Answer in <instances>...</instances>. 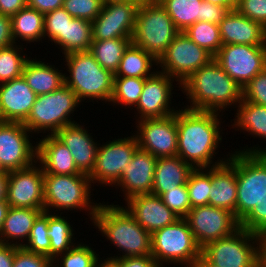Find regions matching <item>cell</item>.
Returning a JSON list of instances; mask_svg holds the SVG:
<instances>
[{
    "label": "cell",
    "instance_id": "cell-1",
    "mask_svg": "<svg viewBox=\"0 0 266 267\" xmlns=\"http://www.w3.org/2000/svg\"><path fill=\"white\" fill-rule=\"evenodd\" d=\"M182 108L176 112L177 156L194 168L214 167L228 161V154L227 159H214L222 142V115L217 112Z\"/></svg>",
    "mask_w": 266,
    "mask_h": 267
},
{
    "label": "cell",
    "instance_id": "cell-2",
    "mask_svg": "<svg viewBox=\"0 0 266 267\" xmlns=\"http://www.w3.org/2000/svg\"><path fill=\"white\" fill-rule=\"evenodd\" d=\"M180 89L190 103L184 107L190 110L223 113L242 100V88L214 59L192 73Z\"/></svg>",
    "mask_w": 266,
    "mask_h": 267
},
{
    "label": "cell",
    "instance_id": "cell-3",
    "mask_svg": "<svg viewBox=\"0 0 266 267\" xmlns=\"http://www.w3.org/2000/svg\"><path fill=\"white\" fill-rule=\"evenodd\" d=\"M107 202H99V208L93 218V226L102 233V237L114 244L120 256L112 258H125L151 255V233L146 231L129 211L123 207Z\"/></svg>",
    "mask_w": 266,
    "mask_h": 267
},
{
    "label": "cell",
    "instance_id": "cell-4",
    "mask_svg": "<svg viewBox=\"0 0 266 267\" xmlns=\"http://www.w3.org/2000/svg\"><path fill=\"white\" fill-rule=\"evenodd\" d=\"M63 57L69 73V76L64 73L65 84L76 93L79 101L102 100L110 104L114 74L101 67L89 51L73 52Z\"/></svg>",
    "mask_w": 266,
    "mask_h": 267
},
{
    "label": "cell",
    "instance_id": "cell-5",
    "mask_svg": "<svg viewBox=\"0 0 266 267\" xmlns=\"http://www.w3.org/2000/svg\"><path fill=\"white\" fill-rule=\"evenodd\" d=\"M92 185L87 174L44 173V211L87 210L92 222L99 208L90 197Z\"/></svg>",
    "mask_w": 266,
    "mask_h": 267
},
{
    "label": "cell",
    "instance_id": "cell-6",
    "mask_svg": "<svg viewBox=\"0 0 266 267\" xmlns=\"http://www.w3.org/2000/svg\"><path fill=\"white\" fill-rule=\"evenodd\" d=\"M80 103L76 93L64 84L51 93L37 96L23 125L32 134L50 131L47 134L54 135L61 128L76 122L71 114L81 106Z\"/></svg>",
    "mask_w": 266,
    "mask_h": 267
},
{
    "label": "cell",
    "instance_id": "cell-7",
    "mask_svg": "<svg viewBox=\"0 0 266 267\" xmlns=\"http://www.w3.org/2000/svg\"><path fill=\"white\" fill-rule=\"evenodd\" d=\"M179 33L159 1H142L138 7L132 43L157 60Z\"/></svg>",
    "mask_w": 266,
    "mask_h": 267
},
{
    "label": "cell",
    "instance_id": "cell-8",
    "mask_svg": "<svg viewBox=\"0 0 266 267\" xmlns=\"http://www.w3.org/2000/svg\"><path fill=\"white\" fill-rule=\"evenodd\" d=\"M151 255L159 267L165 264L192 267L201 255V248L186 219L179 218L151 234Z\"/></svg>",
    "mask_w": 266,
    "mask_h": 267
},
{
    "label": "cell",
    "instance_id": "cell-9",
    "mask_svg": "<svg viewBox=\"0 0 266 267\" xmlns=\"http://www.w3.org/2000/svg\"><path fill=\"white\" fill-rule=\"evenodd\" d=\"M236 165V219L241 222L266 195V154L229 153Z\"/></svg>",
    "mask_w": 266,
    "mask_h": 267
},
{
    "label": "cell",
    "instance_id": "cell-10",
    "mask_svg": "<svg viewBox=\"0 0 266 267\" xmlns=\"http://www.w3.org/2000/svg\"><path fill=\"white\" fill-rule=\"evenodd\" d=\"M201 254L217 267H258V235L239 228L228 237L208 243Z\"/></svg>",
    "mask_w": 266,
    "mask_h": 267
},
{
    "label": "cell",
    "instance_id": "cell-11",
    "mask_svg": "<svg viewBox=\"0 0 266 267\" xmlns=\"http://www.w3.org/2000/svg\"><path fill=\"white\" fill-rule=\"evenodd\" d=\"M214 57L179 32L158 60L161 72L182 84L192 73L207 65Z\"/></svg>",
    "mask_w": 266,
    "mask_h": 267
},
{
    "label": "cell",
    "instance_id": "cell-12",
    "mask_svg": "<svg viewBox=\"0 0 266 267\" xmlns=\"http://www.w3.org/2000/svg\"><path fill=\"white\" fill-rule=\"evenodd\" d=\"M132 136L99 143L94 170L89 175L93 185L98 183L115 187L121 178L123 170L131 161L133 154L139 148L137 138Z\"/></svg>",
    "mask_w": 266,
    "mask_h": 267
},
{
    "label": "cell",
    "instance_id": "cell-13",
    "mask_svg": "<svg viewBox=\"0 0 266 267\" xmlns=\"http://www.w3.org/2000/svg\"><path fill=\"white\" fill-rule=\"evenodd\" d=\"M214 60L241 88L266 68V46L226 44Z\"/></svg>",
    "mask_w": 266,
    "mask_h": 267
},
{
    "label": "cell",
    "instance_id": "cell-14",
    "mask_svg": "<svg viewBox=\"0 0 266 267\" xmlns=\"http://www.w3.org/2000/svg\"><path fill=\"white\" fill-rule=\"evenodd\" d=\"M185 219L201 249L210 242L232 235L240 228V222L233 213L211 205L191 208Z\"/></svg>",
    "mask_w": 266,
    "mask_h": 267
},
{
    "label": "cell",
    "instance_id": "cell-15",
    "mask_svg": "<svg viewBox=\"0 0 266 267\" xmlns=\"http://www.w3.org/2000/svg\"><path fill=\"white\" fill-rule=\"evenodd\" d=\"M30 134L21 122L0 121V164L5 171L25 169L36 162L37 145Z\"/></svg>",
    "mask_w": 266,
    "mask_h": 267
},
{
    "label": "cell",
    "instance_id": "cell-16",
    "mask_svg": "<svg viewBox=\"0 0 266 267\" xmlns=\"http://www.w3.org/2000/svg\"><path fill=\"white\" fill-rule=\"evenodd\" d=\"M141 1L103 4L99 15L92 21L93 41L113 38H132Z\"/></svg>",
    "mask_w": 266,
    "mask_h": 267
},
{
    "label": "cell",
    "instance_id": "cell-17",
    "mask_svg": "<svg viewBox=\"0 0 266 267\" xmlns=\"http://www.w3.org/2000/svg\"><path fill=\"white\" fill-rule=\"evenodd\" d=\"M138 147L156 158L177 156L176 113L164 118L136 121Z\"/></svg>",
    "mask_w": 266,
    "mask_h": 267
},
{
    "label": "cell",
    "instance_id": "cell-18",
    "mask_svg": "<svg viewBox=\"0 0 266 267\" xmlns=\"http://www.w3.org/2000/svg\"><path fill=\"white\" fill-rule=\"evenodd\" d=\"M177 82L178 88L181 84L167 74L157 71L145 79L142 93L137 105L134 107L137 121L143 119L164 118L175 114L178 110L172 105L174 89L173 82ZM171 101V102H170ZM138 114V115H137ZM139 116V117H138Z\"/></svg>",
    "mask_w": 266,
    "mask_h": 267
},
{
    "label": "cell",
    "instance_id": "cell-19",
    "mask_svg": "<svg viewBox=\"0 0 266 267\" xmlns=\"http://www.w3.org/2000/svg\"><path fill=\"white\" fill-rule=\"evenodd\" d=\"M44 171L32 166L8 172L7 203L9 207L44 209Z\"/></svg>",
    "mask_w": 266,
    "mask_h": 267
},
{
    "label": "cell",
    "instance_id": "cell-20",
    "mask_svg": "<svg viewBox=\"0 0 266 267\" xmlns=\"http://www.w3.org/2000/svg\"><path fill=\"white\" fill-rule=\"evenodd\" d=\"M156 161L157 158L149 152L139 148L135 151L115 185L116 189L120 187L125 201L136 195L152 193Z\"/></svg>",
    "mask_w": 266,
    "mask_h": 267
},
{
    "label": "cell",
    "instance_id": "cell-21",
    "mask_svg": "<svg viewBox=\"0 0 266 267\" xmlns=\"http://www.w3.org/2000/svg\"><path fill=\"white\" fill-rule=\"evenodd\" d=\"M37 95L23 76L0 84V121L23 123L31 112Z\"/></svg>",
    "mask_w": 266,
    "mask_h": 267
},
{
    "label": "cell",
    "instance_id": "cell-22",
    "mask_svg": "<svg viewBox=\"0 0 266 267\" xmlns=\"http://www.w3.org/2000/svg\"><path fill=\"white\" fill-rule=\"evenodd\" d=\"M84 126L75 122L61 128L54 136L69 149L77 169L90 175L95 167L99 143Z\"/></svg>",
    "mask_w": 266,
    "mask_h": 267
},
{
    "label": "cell",
    "instance_id": "cell-23",
    "mask_svg": "<svg viewBox=\"0 0 266 267\" xmlns=\"http://www.w3.org/2000/svg\"><path fill=\"white\" fill-rule=\"evenodd\" d=\"M124 206L146 231L153 233L173 224L179 217L170 210L160 196L140 194L129 198Z\"/></svg>",
    "mask_w": 266,
    "mask_h": 267
},
{
    "label": "cell",
    "instance_id": "cell-24",
    "mask_svg": "<svg viewBox=\"0 0 266 267\" xmlns=\"http://www.w3.org/2000/svg\"><path fill=\"white\" fill-rule=\"evenodd\" d=\"M218 25L223 45L266 46V28L243 16L236 9L230 10Z\"/></svg>",
    "mask_w": 266,
    "mask_h": 267
},
{
    "label": "cell",
    "instance_id": "cell-25",
    "mask_svg": "<svg viewBox=\"0 0 266 267\" xmlns=\"http://www.w3.org/2000/svg\"><path fill=\"white\" fill-rule=\"evenodd\" d=\"M236 165L228 161L211 167V188L208 205L223 208L236 218L237 200Z\"/></svg>",
    "mask_w": 266,
    "mask_h": 267
},
{
    "label": "cell",
    "instance_id": "cell-26",
    "mask_svg": "<svg viewBox=\"0 0 266 267\" xmlns=\"http://www.w3.org/2000/svg\"><path fill=\"white\" fill-rule=\"evenodd\" d=\"M38 139L40 141L36 142V162L40 163L44 173L84 174L77 169L69 149L54 135H45Z\"/></svg>",
    "mask_w": 266,
    "mask_h": 267
},
{
    "label": "cell",
    "instance_id": "cell-27",
    "mask_svg": "<svg viewBox=\"0 0 266 267\" xmlns=\"http://www.w3.org/2000/svg\"><path fill=\"white\" fill-rule=\"evenodd\" d=\"M194 169L179 156L157 158L152 194L161 196L179 185L186 184Z\"/></svg>",
    "mask_w": 266,
    "mask_h": 267
},
{
    "label": "cell",
    "instance_id": "cell-28",
    "mask_svg": "<svg viewBox=\"0 0 266 267\" xmlns=\"http://www.w3.org/2000/svg\"><path fill=\"white\" fill-rule=\"evenodd\" d=\"M55 65L45 63L36 57L25 63L22 76L33 92L39 96L53 92L65 84V74Z\"/></svg>",
    "mask_w": 266,
    "mask_h": 267
},
{
    "label": "cell",
    "instance_id": "cell-29",
    "mask_svg": "<svg viewBox=\"0 0 266 267\" xmlns=\"http://www.w3.org/2000/svg\"><path fill=\"white\" fill-rule=\"evenodd\" d=\"M43 211L44 209L9 207L0 232V243L22 247L30 235L34 221Z\"/></svg>",
    "mask_w": 266,
    "mask_h": 267
},
{
    "label": "cell",
    "instance_id": "cell-30",
    "mask_svg": "<svg viewBox=\"0 0 266 267\" xmlns=\"http://www.w3.org/2000/svg\"><path fill=\"white\" fill-rule=\"evenodd\" d=\"M12 35L25 43L40 42L44 39V14L28 5L11 17Z\"/></svg>",
    "mask_w": 266,
    "mask_h": 267
},
{
    "label": "cell",
    "instance_id": "cell-31",
    "mask_svg": "<svg viewBox=\"0 0 266 267\" xmlns=\"http://www.w3.org/2000/svg\"><path fill=\"white\" fill-rule=\"evenodd\" d=\"M154 65L157 66L158 69L160 68L158 66V60L153 55L131 43L124 51L114 77L146 79L156 72L155 68L154 70L152 69Z\"/></svg>",
    "mask_w": 266,
    "mask_h": 267
},
{
    "label": "cell",
    "instance_id": "cell-32",
    "mask_svg": "<svg viewBox=\"0 0 266 267\" xmlns=\"http://www.w3.org/2000/svg\"><path fill=\"white\" fill-rule=\"evenodd\" d=\"M238 107V108H237ZM237 112L232 128H238L253 137L266 139V107L244 99L236 106Z\"/></svg>",
    "mask_w": 266,
    "mask_h": 267
},
{
    "label": "cell",
    "instance_id": "cell-33",
    "mask_svg": "<svg viewBox=\"0 0 266 267\" xmlns=\"http://www.w3.org/2000/svg\"><path fill=\"white\" fill-rule=\"evenodd\" d=\"M56 214V215H55ZM63 212H48V237L50 238V259H55L58 255L67 252L76 243L74 229L70 220L62 216ZM68 220V221H67Z\"/></svg>",
    "mask_w": 266,
    "mask_h": 267
},
{
    "label": "cell",
    "instance_id": "cell-34",
    "mask_svg": "<svg viewBox=\"0 0 266 267\" xmlns=\"http://www.w3.org/2000/svg\"><path fill=\"white\" fill-rule=\"evenodd\" d=\"M132 38H113L102 41H92L89 52L97 63L105 70L115 74L124 51L132 43Z\"/></svg>",
    "mask_w": 266,
    "mask_h": 267
},
{
    "label": "cell",
    "instance_id": "cell-35",
    "mask_svg": "<svg viewBox=\"0 0 266 267\" xmlns=\"http://www.w3.org/2000/svg\"><path fill=\"white\" fill-rule=\"evenodd\" d=\"M179 32L200 21L203 0H158Z\"/></svg>",
    "mask_w": 266,
    "mask_h": 267
},
{
    "label": "cell",
    "instance_id": "cell-36",
    "mask_svg": "<svg viewBox=\"0 0 266 267\" xmlns=\"http://www.w3.org/2000/svg\"><path fill=\"white\" fill-rule=\"evenodd\" d=\"M92 22L73 18L65 28V55L73 52H86L93 41Z\"/></svg>",
    "mask_w": 266,
    "mask_h": 267
},
{
    "label": "cell",
    "instance_id": "cell-37",
    "mask_svg": "<svg viewBox=\"0 0 266 267\" xmlns=\"http://www.w3.org/2000/svg\"><path fill=\"white\" fill-rule=\"evenodd\" d=\"M23 43L0 49V84L22 76L25 63L30 58L24 54Z\"/></svg>",
    "mask_w": 266,
    "mask_h": 267
},
{
    "label": "cell",
    "instance_id": "cell-38",
    "mask_svg": "<svg viewBox=\"0 0 266 267\" xmlns=\"http://www.w3.org/2000/svg\"><path fill=\"white\" fill-rule=\"evenodd\" d=\"M194 43L204 48L213 57L220 50L222 44L219 25L197 21L183 31Z\"/></svg>",
    "mask_w": 266,
    "mask_h": 267
},
{
    "label": "cell",
    "instance_id": "cell-39",
    "mask_svg": "<svg viewBox=\"0 0 266 267\" xmlns=\"http://www.w3.org/2000/svg\"><path fill=\"white\" fill-rule=\"evenodd\" d=\"M145 79L135 77H114L113 95L110 100L114 106H136L143 90Z\"/></svg>",
    "mask_w": 266,
    "mask_h": 267
},
{
    "label": "cell",
    "instance_id": "cell-40",
    "mask_svg": "<svg viewBox=\"0 0 266 267\" xmlns=\"http://www.w3.org/2000/svg\"><path fill=\"white\" fill-rule=\"evenodd\" d=\"M73 17L63 8H58L44 14V40L54 42L55 46L61 48L65 56V28ZM46 36V37H45ZM51 39V40H50Z\"/></svg>",
    "mask_w": 266,
    "mask_h": 267
},
{
    "label": "cell",
    "instance_id": "cell-41",
    "mask_svg": "<svg viewBox=\"0 0 266 267\" xmlns=\"http://www.w3.org/2000/svg\"><path fill=\"white\" fill-rule=\"evenodd\" d=\"M191 208L208 205L211 188V167L195 168L186 183Z\"/></svg>",
    "mask_w": 266,
    "mask_h": 267
},
{
    "label": "cell",
    "instance_id": "cell-42",
    "mask_svg": "<svg viewBox=\"0 0 266 267\" xmlns=\"http://www.w3.org/2000/svg\"><path fill=\"white\" fill-rule=\"evenodd\" d=\"M76 242L67 252L52 260L53 267H94L99 254L87 244ZM61 262V263H60ZM57 263V264H56ZM60 263V264H59ZM56 264V265H55Z\"/></svg>",
    "mask_w": 266,
    "mask_h": 267
},
{
    "label": "cell",
    "instance_id": "cell-43",
    "mask_svg": "<svg viewBox=\"0 0 266 267\" xmlns=\"http://www.w3.org/2000/svg\"><path fill=\"white\" fill-rule=\"evenodd\" d=\"M48 212L43 211L34 221L26 244L22 246L26 251L46 255L50 258V238L48 237Z\"/></svg>",
    "mask_w": 266,
    "mask_h": 267
},
{
    "label": "cell",
    "instance_id": "cell-44",
    "mask_svg": "<svg viewBox=\"0 0 266 267\" xmlns=\"http://www.w3.org/2000/svg\"><path fill=\"white\" fill-rule=\"evenodd\" d=\"M160 198L179 218H185L191 209L186 184L179 185L174 189L163 193Z\"/></svg>",
    "mask_w": 266,
    "mask_h": 267
},
{
    "label": "cell",
    "instance_id": "cell-45",
    "mask_svg": "<svg viewBox=\"0 0 266 267\" xmlns=\"http://www.w3.org/2000/svg\"><path fill=\"white\" fill-rule=\"evenodd\" d=\"M102 0H64L63 8L73 17L92 22L101 12Z\"/></svg>",
    "mask_w": 266,
    "mask_h": 267
},
{
    "label": "cell",
    "instance_id": "cell-46",
    "mask_svg": "<svg viewBox=\"0 0 266 267\" xmlns=\"http://www.w3.org/2000/svg\"><path fill=\"white\" fill-rule=\"evenodd\" d=\"M242 99L266 107V68L242 88Z\"/></svg>",
    "mask_w": 266,
    "mask_h": 267
},
{
    "label": "cell",
    "instance_id": "cell-47",
    "mask_svg": "<svg viewBox=\"0 0 266 267\" xmlns=\"http://www.w3.org/2000/svg\"><path fill=\"white\" fill-rule=\"evenodd\" d=\"M240 228L257 235L266 232V195L240 222Z\"/></svg>",
    "mask_w": 266,
    "mask_h": 267
},
{
    "label": "cell",
    "instance_id": "cell-48",
    "mask_svg": "<svg viewBox=\"0 0 266 267\" xmlns=\"http://www.w3.org/2000/svg\"><path fill=\"white\" fill-rule=\"evenodd\" d=\"M236 10L266 28V0H239Z\"/></svg>",
    "mask_w": 266,
    "mask_h": 267
},
{
    "label": "cell",
    "instance_id": "cell-49",
    "mask_svg": "<svg viewBox=\"0 0 266 267\" xmlns=\"http://www.w3.org/2000/svg\"><path fill=\"white\" fill-rule=\"evenodd\" d=\"M53 262L46 255L36 254L19 247L15 251L13 267H53Z\"/></svg>",
    "mask_w": 266,
    "mask_h": 267
},
{
    "label": "cell",
    "instance_id": "cell-50",
    "mask_svg": "<svg viewBox=\"0 0 266 267\" xmlns=\"http://www.w3.org/2000/svg\"><path fill=\"white\" fill-rule=\"evenodd\" d=\"M229 11L226 7L202 1L200 21L218 25Z\"/></svg>",
    "mask_w": 266,
    "mask_h": 267
},
{
    "label": "cell",
    "instance_id": "cell-51",
    "mask_svg": "<svg viewBox=\"0 0 266 267\" xmlns=\"http://www.w3.org/2000/svg\"><path fill=\"white\" fill-rule=\"evenodd\" d=\"M11 17L0 14V49L14 44Z\"/></svg>",
    "mask_w": 266,
    "mask_h": 267
},
{
    "label": "cell",
    "instance_id": "cell-52",
    "mask_svg": "<svg viewBox=\"0 0 266 267\" xmlns=\"http://www.w3.org/2000/svg\"><path fill=\"white\" fill-rule=\"evenodd\" d=\"M120 267H159L152 255L120 258Z\"/></svg>",
    "mask_w": 266,
    "mask_h": 267
},
{
    "label": "cell",
    "instance_id": "cell-53",
    "mask_svg": "<svg viewBox=\"0 0 266 267\" xmlns=\"http://www.w3.org/2000/svg\"><path fill=\"white\" fill-rule=\"evenodd\" d=\"M64 0H27L28 6L45 14L63 7Z\"/></svg>",
    "mask_w": 266,
    "mask_h": 267
},
{
    "label": "cell",
    "instance_id": "cell-54",
    "mask_svg": "<svg viewBox=\"0 0 266 267\" xmlns=\"http://www.w3.org/2000/svg\"><path fill=\"white\" fill-rule=\"evenodd\" d=\"M27 5V0H0V14L12 17Z\"/></svg>",
    "mask_w": 266,
    "mask_h": 267
},
{
    "label": "cell",
    "instance_id": "cell-55",
    "mask_svg": "<svg viewBox=\"0 0 266 267\" xmlns=\"http://www.w3.org/2000/svg\"><path fill=\"white\" fill-rule=\"evenodd\" d=\"M18 246L0 243V267H13L15 251Z\"/></svg>",
    "mask_w": 266,
    "mask_h": 267
},
{
    "label": "cell",
    "instance_id": "cell-56",
    "mask_svg": "<svg viewBox=\"0 0 266 267\" xmlns=\"http://www.w3.org/2000/svg\"><path fill=\"white\" fill-rule=\"evenodd\" d=\"M258 240H259L258 267H266V232L259 234Z\"/></svg>",
    "mask_w": 266,
    "mask_h": 267
},
{
    "label": "cell",
    "instance_id": "cell-57",
    "mask_svg": "<svg viewBox=\"0 0 266 267\" xmlns=\"http://www.w3.org/2000/svg\"><path fill=\"white\" fill-rule=\"evenodd\" d=\"M94 267H120V258L107 257L102 261V258L98 257Z\"/></svg>",
    "mask_w": 266,
    "mask_h": 267
},
{
    "label": "cell",
    "instance_id": "cell-58",
    "mask_svg": "<svg viewBox=\"0 0 266 267\" xmlns=\"http://www.w3.org/2000/svg\"><path fill=\"white\" fill-rule=\"evenodd\" d=\"M8 172L0 174V201H7Z\"/></svg>",
    "mask_w": 266,
    "mask_h": 267
},
{
    "label": "cell",
    "instance_id": "cell-59",
    "mask_svg": "<svg viewBox=\"0 0 266 267\" xmlns=\"http://www.w3.org/2000/svg\"><path fill=\"white\" fill-rule=\"evenodd\" d=\"M203 1L226 7L229 10H235L239 2V0H203Z\"/></svg>",
    "mask_w": 266,
    "mask_h": 267
},
{
    "label": "cell",
    "instance_id": "cell-60",
    "mask_svg": "<svg viewBox=\"0 0 266 267\" xmlns=\"http://www.w3.org/2000/svg\"><path fill=\"white\" fill-rule=\"evenodd\" d=\"M8 209L9 204L7 201H0V232L2 231Z\"/></svg>",
    "mask_w": 266,
    "mask_h": 267
},
{
    "label": "cell",
    "instance_id": "cell-61",
    "mask_svg": "<svg viewBox=\"0 0 266 267\" xmlns=\"http://www.w3.org/2000/svg\"><path fill=\"white\" fill-rule=\"evenodd\" d=\"M256 146H258V145H255V147L251 146L250 148H248V146H247V148L244 147L243 150L242 149H239V150L237 149L236 152L251 153V154H266V148L263 147V149H262L260 146H258V147H256Z\"/></svg>",
    "mask_w": 266,
    "mask_h": 267
},
{
    "label": "cell",
    "instance_id": "cell-62",
    "mask_svg": "<svg viewBox=\"0 0 266 267\" xmlns=\"http://www.w3.org/2000/svg\"><path fill=\"white\" fill-rule=\"evenodd\" d=\"M192 267H217L210 263L202 254L200 257L195 261Z\"/></svg>",
    "mask_w": 266,
    "mask_h": 267
},
{
    "label": "cell",
    "instance_id": "cell-63",
    "mask_svg": "<svg viewBox=\"0 0 266 267\" xmlns=\"http://www.w3.org/2000/svg\"><path fill=\"white\" fill-rule=\"evenodd\" d=\"M126 1H139V0H102L103 4L112 3V2H126Z\"/></svg>",
    "mask_w": 266,
    "mask_h": 267
},
{
    "label": "cell",
    "instance_id": "cell-64",
    "mask_svg": "<svg viewBox=\"0 0 266 267\" xmlns=\"http://www.w3.org/2000/svg\"><path fill=\"white\" fill-rule=\"evenodd\" d=\"M6 171L4 170V168L1 166L0 164V174H4Z\"/></svg>",
    "mask_w": 266,
    "mask_h": 267
},
{
    "label": "cell",
    "instance_id": "cell-65",
    "mask_svg": "<svg viewBox=\"0 0 266 267\" xmlns=\"http://www.w3.org/2000/svg\"><path fill=\"white\" fill-rule=\"evenodd\" d=\"M142 1H158V0H141V2H142Z\"/></svg>",
    "mask_w": 266,
    "mask_h": 267
}]
</instances>
